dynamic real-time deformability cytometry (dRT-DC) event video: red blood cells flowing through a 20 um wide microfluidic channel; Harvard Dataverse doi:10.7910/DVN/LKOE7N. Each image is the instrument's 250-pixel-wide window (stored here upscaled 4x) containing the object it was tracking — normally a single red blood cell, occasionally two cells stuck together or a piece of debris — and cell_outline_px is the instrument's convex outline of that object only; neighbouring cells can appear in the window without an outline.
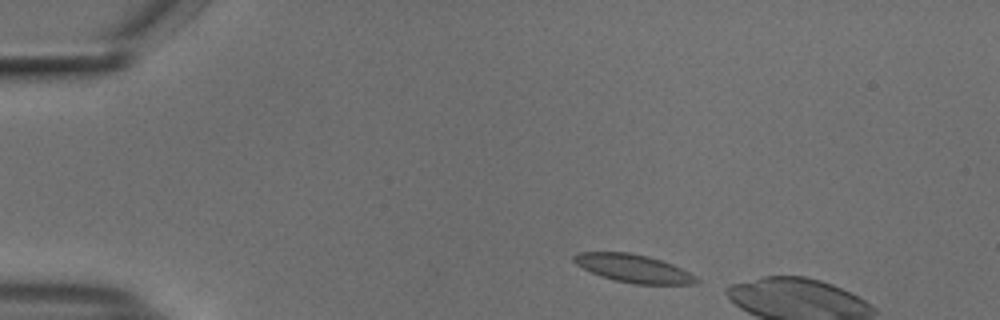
{"species": "common noctule bat (a hibernating species)", "species_latin": "Nyctalus noctula", "temperature_condition": "cold", "stored_images_in_passage": 6, "camera_frame_rate_fps": 3000, "um_per_image_px": 0.085, "animal": {"sex": "male", "body_mass_g": 18.8}, "frame": {"image": 1, "passage_image": 2, "time_ms": 0.333, "image_size_px": [1000, 320], "cell_outline_px": [[700, 280], [696, 284], [636, 284], [616, 280], [600, 276], [576, 264], [572, 260], [572, 256], [576, 252], [628, 252], [648, 256], [672, 264], [696, 276]], "centroid_in_image_um": [53.83, 22.81], "position_along_channel_um": 31.2, "area_um2": 19.88}}